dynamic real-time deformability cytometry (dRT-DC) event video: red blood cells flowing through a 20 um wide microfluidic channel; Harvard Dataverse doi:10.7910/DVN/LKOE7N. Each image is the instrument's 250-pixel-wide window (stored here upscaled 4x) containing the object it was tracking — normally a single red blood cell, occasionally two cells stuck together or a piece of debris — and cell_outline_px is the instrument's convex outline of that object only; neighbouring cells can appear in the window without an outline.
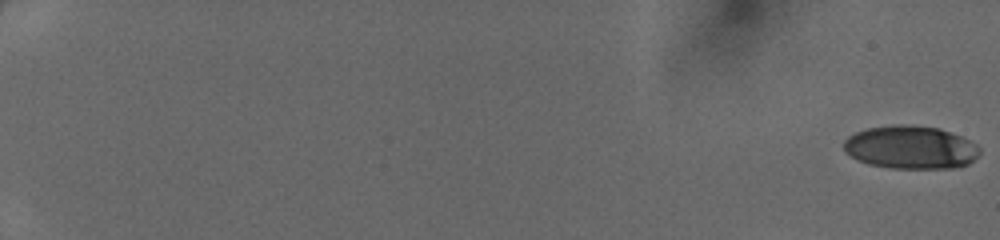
{"species": "human", "species_latin": "Homo sapiens", "temperature_condition": "cold", "stored_images_in_passage": 19, "camera_frame_rate_fps": 3000, "um_per_image_px": 0.085, "donor": {"sex": "female"}, "frame": {"image": 1, "passage_image": 1, "time_ms": 0.0, "image_size_px": [1000, 240], "cell_outline_px": [[980, 152], [968, 164], [952, 168], [892, 168], [868, 164], [844, 152], [844, 140], [848, 136], [856, 132], [868, 128], [892, 124], [904, 124], [936, 128], [960, 136], [976, 144], [980, 148]], "centroid_in_image_um": [77.37, 12.52], "position_along_channel_um": 7.6, "area_um2": 33.87}}